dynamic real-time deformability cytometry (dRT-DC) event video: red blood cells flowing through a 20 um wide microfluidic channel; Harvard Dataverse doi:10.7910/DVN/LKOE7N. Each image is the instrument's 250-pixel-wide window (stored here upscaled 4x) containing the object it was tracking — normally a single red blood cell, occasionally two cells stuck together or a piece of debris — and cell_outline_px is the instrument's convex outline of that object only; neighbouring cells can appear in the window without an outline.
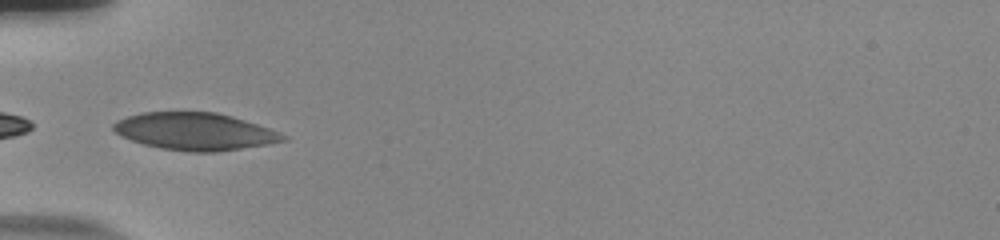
{"species": "human", "species_latin": "Homo sapiens", "temperature_condition": "room temperature", "stored_images_in_passage": 37, "camera_frame_rate_fps": 3000, "um_per_image_px": 0.085, "donor": {"sex": "male"}, "frame": {"image": 1, "passage_image": 1, "time_ms": 0.0, "image_size_px": [1000, 240], "cell_outline_px": [[288, 140], [268, 144], [216, 152], [188, 152], [160, 148], [144, 144], [120, 136], [112, 128], [112, 124], [116, 120], [140, 112], [216, 112], [232, 116], [280, 132], [288, 136]], "centroid_in_image_um": [16.56, 11.17], "position_along_channel_um": 68.4, "area_um2": 36.93}}
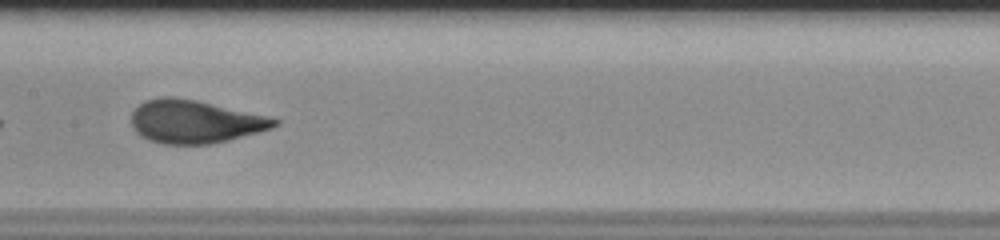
{"frame": {"image": 2, "passage_image": 11, "time_ms": 3.333, "image_size_px": [1000, 240], "cell_outline_px": [[280, 124], [272, 128], [228, 140], [212, 144], [160, 144], [148, 140], [140, 136], [132, 128], [132, 112], [140, 104], [148, 100], [164, 96], [172, 96], [196, 100], [268, 116], [280, 120]], "centroid_in_image_um": [16.55, 10.35], "position_along_channel_um": 190.8, "area_um2": 35.89}, "authors_computed_cell_mechanics": {"area_um2": 35.4892, "velocity_mm_per_s": 3.7195, "shape_relaxation_time_tau1_ms": 4.6751, "shape_relaxation_time_tau2_ms": null, "deformation_change_tau1": 0.1591, "deformation_change_tau2": null}}